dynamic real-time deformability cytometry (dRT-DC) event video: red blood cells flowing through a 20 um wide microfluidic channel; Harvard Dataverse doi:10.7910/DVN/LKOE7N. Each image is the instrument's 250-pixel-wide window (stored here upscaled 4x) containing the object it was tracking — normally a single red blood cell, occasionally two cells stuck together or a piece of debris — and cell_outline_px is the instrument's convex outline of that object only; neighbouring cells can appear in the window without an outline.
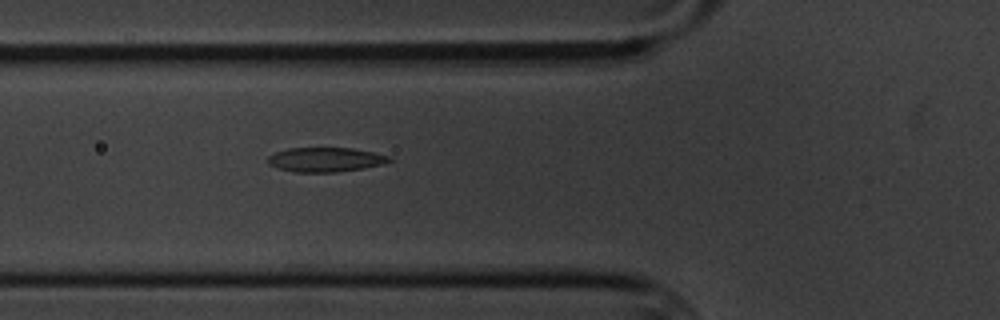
{"species": "common noctule bat (a hibernating species)", "species_latin": "Nyctalus noctula", "temperature_condition": "cold", "stored_images_in_passage": 4, "camera_frame_rate_fps": 3000, "um_per_image_px": 0.085, "animal": {"sex": "male", "body_mass_g": 20.1, "forearm_length_mm": 53.5}, "frame": {"image": 1, "passage_image": 4, "time_ms": 3.333, "image_size_px": [1000, 320], "cell_outline_px": [[392, 160], [384, 164], [364, 168], [336, 172], [296, 172], [276, 168], [268, 164], [268, 156], [276, 152], [288, 148], [352, 148], [392, 156]], "centroid_in_image_um": [27.68, 13.57], "position_along_channel_um": 98.1, "area_um2": 17.34}}